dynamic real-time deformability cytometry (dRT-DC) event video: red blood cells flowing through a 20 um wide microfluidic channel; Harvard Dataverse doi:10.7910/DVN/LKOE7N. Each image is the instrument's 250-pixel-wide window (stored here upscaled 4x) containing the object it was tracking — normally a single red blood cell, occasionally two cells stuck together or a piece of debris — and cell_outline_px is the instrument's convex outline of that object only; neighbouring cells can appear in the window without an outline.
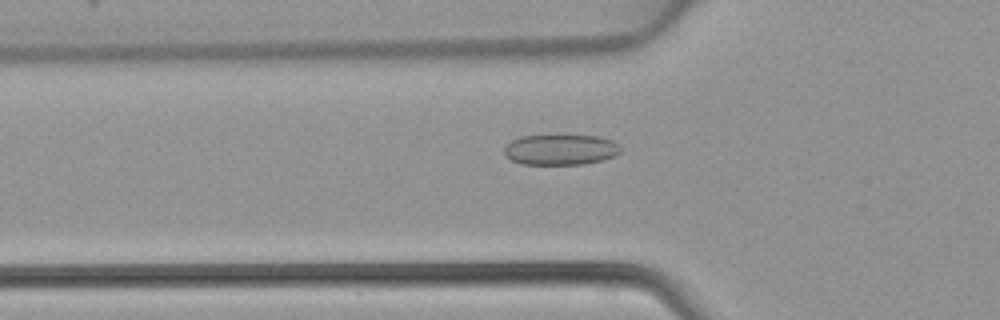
{"species": "common noctule bat (a hibernating species)", "species_latin": "Nyctalus noctula", "temperature_condition": "warm", "stored_images_in_passage": 46, "camera_frame_rate_fps": 3000, "um_per_image_px": 0.085, "animal": {"sex": "female", "body_mass_g": 22.7, "forearm_length_mm": 54.2}, "frame": {"image": 1, "passage_image": 16, "time_ms": 5.0, "image_size_px": [1000, 320], "cell_outline_px": [[620, 152], [616, 156], [604, 160], [584, 164], [520, 164], [504, 156], [504, 148], [512, 140], [520, 136], [556, 132], [600, 136], [612, 140], [620, 148]], "centroid_in_image_um": [47.64, 12.66], "position_along_channel_um": 78.2, "area_um2": 21.85}}
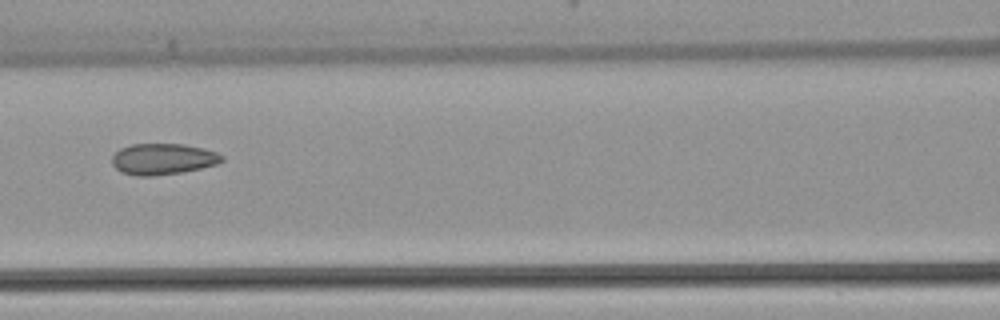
{"frame": {"image": 2, "passage_image": 21, "time_ms": 6.667, "image_size_px": [1000, 320], "cell_outline_px": [[224, 160], [216, 164], [200, 168], [180, 172], [152, 176], [136, 176], [120, 172], [112, 164], [112, 156], [120, 148], [132, 144], [184, 144], [204, 148], [216, 152], [224, 156]], "centroid_in_image_um": [13.83, 13.51], "position_along_channel_um": 152.8, "area_um2": 19.94}}
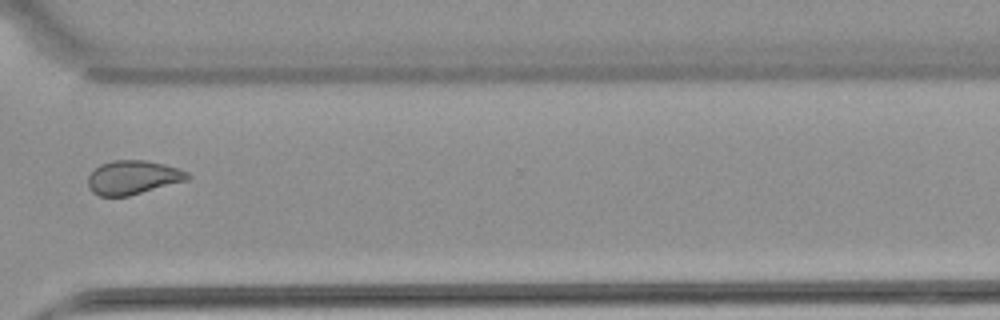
{"frame": {"image": 3, "passage_image": 35, "time_ms": 11.333, "image_size_px": [1000, 320], "cell_outline_px": [[192, 176], [188, 180], [128, 196], [100, 196], [92, 192], [88, 188], [88, 176], [100, 164], [112, 160], [148, 160], [180, 168], [188, 172]], "centroid_in_image_um": [11.32, 15.07], "position_along_channel_um": 359.3, "area_um2": 19.83}}